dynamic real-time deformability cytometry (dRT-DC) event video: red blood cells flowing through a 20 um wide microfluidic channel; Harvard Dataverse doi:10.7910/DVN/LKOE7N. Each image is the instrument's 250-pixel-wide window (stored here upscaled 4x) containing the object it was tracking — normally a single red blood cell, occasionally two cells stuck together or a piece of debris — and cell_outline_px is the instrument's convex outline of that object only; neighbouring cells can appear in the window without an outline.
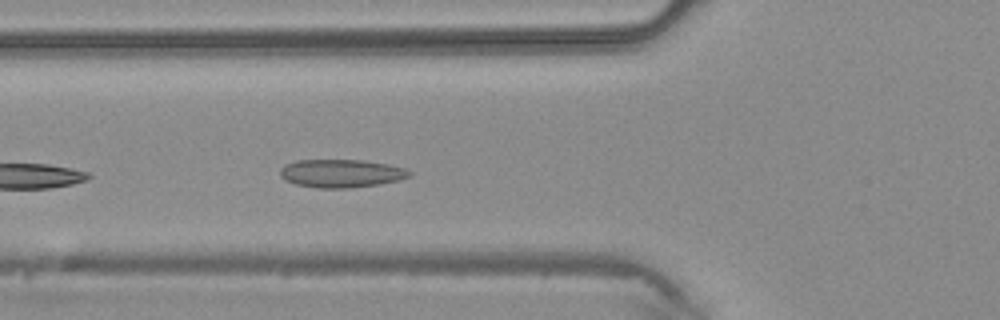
{"species": "common noctule bat (a hibernating species)", "species_latin": "Nyctalus noctula", "temperature_condition": "warm", "stored_images_in_passage": 20, "camera_frame_rate_fps": 3000, "um_per_image_px": 0.085, "animal": {"sex": "male", "body_mass_g": 20.4}, "frame": {"image": 1, "passage_image": 15, "time_ms": 4.667, "image_size_px": [1000, 320], "cell_outline_px": [[412, 176], [396, 180], [376, 184], [352, 188], [316, 188], [296, 184], [284, 180], [280, 176], [280, 168], [284, 164], [296, 160], [360, 160], [388, 164], [404, 168], [412, 172]], "centroid_in_image_um": [28.95, 14.73], "position_along_channel_um": 96.8, "area_um2": 21.21}}